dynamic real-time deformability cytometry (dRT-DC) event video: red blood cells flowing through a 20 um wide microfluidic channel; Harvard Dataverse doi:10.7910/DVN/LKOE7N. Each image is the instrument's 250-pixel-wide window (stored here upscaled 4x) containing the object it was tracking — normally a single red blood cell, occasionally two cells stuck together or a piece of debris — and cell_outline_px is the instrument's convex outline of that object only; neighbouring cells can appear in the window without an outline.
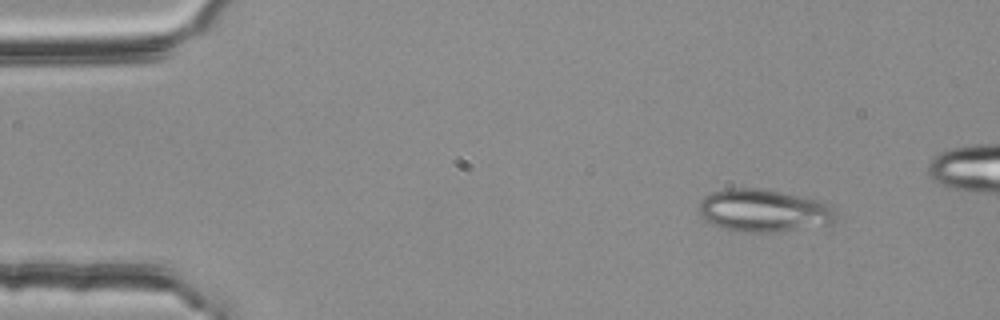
{"species": "common noctule bat (a hibernating species)", "species_latin": "Nyctalus noctula", "temperature_condition": "room temperature", "stored_images_in_passage": 49, "segment_of_instrument_passage": [1, 2], "camera_frame_rate_fps": 3000, "um_per_image_px": 0.085, "animal": {"sex": "female", "body_mass_g": 25.1}, "frame": {"image": 1, "passage_image": 1, "time_ms": 0.0, "image_size_px": [1000, 320], "cell_outline_px": [[836, 220], [832, 224], [772, 232], [744, 232], [724, 228], [712, 224], [700, 212], [700, 204], [704, 196], [712, 192], [732, 188], [756, 188], [824, 200], [832, 208], [836, 216]], "centroid_in_image_um": [64.97, 17.9], "position_along_channel_um": 20.0, "area_um2": 33.64}}